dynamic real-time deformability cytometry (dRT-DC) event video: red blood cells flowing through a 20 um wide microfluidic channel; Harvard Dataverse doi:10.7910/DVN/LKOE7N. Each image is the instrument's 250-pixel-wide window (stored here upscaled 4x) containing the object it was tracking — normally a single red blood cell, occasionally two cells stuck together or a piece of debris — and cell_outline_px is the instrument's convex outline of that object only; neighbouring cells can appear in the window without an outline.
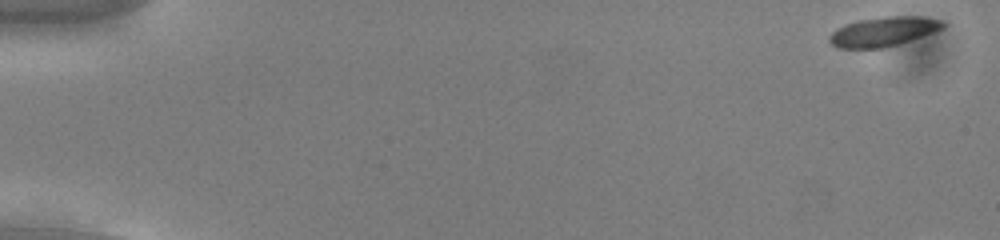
{"species": "common noctule bat (a hibernating species)", "species_latin": "Nyctalus noctula", "temperature_condition": "cold", "stored_images_in_passage": 15, "camera_frame_rate_fps": 3000, "um_per_image_px": 0.085, "animal": {"sex": "male", "body_mass_g": 13.0, "forearm_length_mm": 53.1}, "frame": {"image": 1, "passage_image": 1, "time_ms": 0.0, "image_size_px": [1000, 240], "cell_outline_px": [[948, 24], [944, 28], [884, 48], [836, 48], [828, 40], [828, 36], [836, 28], [860, 20], [888, 16], [924, 16], [944, 20]], "centroid_in_image_um": [75.1, 2.67], "position_along_channel_um": 9.9, "area_um2": 19.36}}